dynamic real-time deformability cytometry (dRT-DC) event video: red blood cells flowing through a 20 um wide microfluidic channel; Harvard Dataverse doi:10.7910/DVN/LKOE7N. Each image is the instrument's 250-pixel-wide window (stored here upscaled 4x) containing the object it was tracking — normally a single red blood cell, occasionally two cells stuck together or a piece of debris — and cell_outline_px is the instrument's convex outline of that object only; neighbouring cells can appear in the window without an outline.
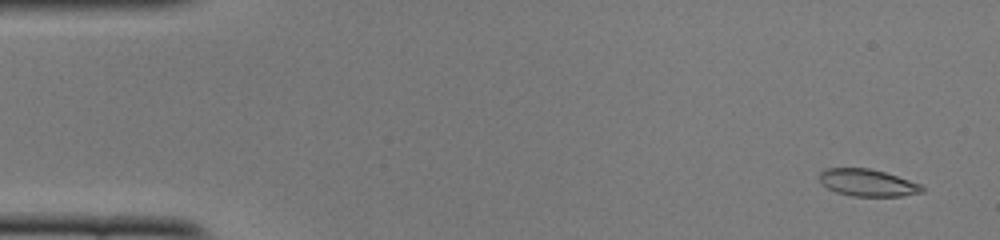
{"species": "common noctule bat (a hibernating species)", "species_latin": "Nyctalus noctula", "temperature_condition": "cold", "stored_images_in_passage": 51, "camera_frame_rate_fps": 3000, "um_per_image_px": 0.085, "animal": {"sex": "female", "body_mass_g": 22.0, "forearm_length_mm": 56.7}, "frame": {"image": 1, "passage_image": 3, "time_ms": 0.667, "image_size_px": [1000, 240], "cell_outline_px": [[924, 192], [904, 196], [852, 196], [836, 192], [820, 184], [820, 172], [824, 168], [868, 168], [884, 172], [920, 184], [924, 188]], "centroid_in_image_um": [73.72, 15.54], "position_along_channel_um": 11.3, "area_um2": 16.18}}
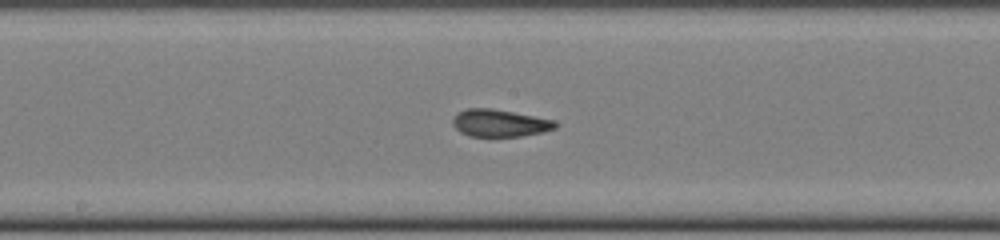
{"frame": {"image": 2, "passage_image": 27, "time_ms": 8.667, "image_size_px": [1000, 240], "cell_outline_px": [[560, 124], [556, 128], [544, 132], [520, 136], [488, 140], [468, 136], [460, 132], [452, 124], [452, 120], [460, 112], [468, 108], [492, 108], [556, 120]], "centroid_in_image_um": [42.5, 10.52], "position_along_channel_um": 205.7, "area_um2": 17.11}}
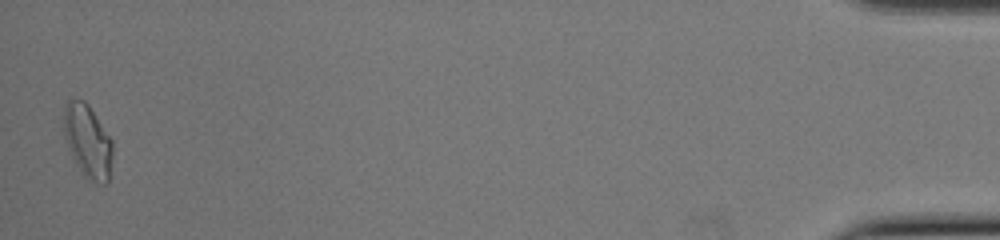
{"frame": {"image": 3, "passage_image": 51, "time_ms": 16.667, "image_size_px": [1000, 240], "cell_outline_px": [[112, 156], [108, 180], [104, 184], [84, 176], [80, 172], [68, 148], [64, 136], [64, 104], [68, 100], [84, 100], [88, 104], [112, 140]], "centroid_in_image_um": [7.44, 11.98], "position_along_channel_um": 427.8, "area_um2": 20.52}, "authors_computed_cell_mechanics": {"area_um2": 16.7042, "velocity_mm_per_s": 3.9055, "shape_relaxation_time_tau1_ms": null, "shape_relaxation_time_tau2_ms": 1.5262, "deformation_change_tau1": null, "deformation_change_tau2": 0.0781}}